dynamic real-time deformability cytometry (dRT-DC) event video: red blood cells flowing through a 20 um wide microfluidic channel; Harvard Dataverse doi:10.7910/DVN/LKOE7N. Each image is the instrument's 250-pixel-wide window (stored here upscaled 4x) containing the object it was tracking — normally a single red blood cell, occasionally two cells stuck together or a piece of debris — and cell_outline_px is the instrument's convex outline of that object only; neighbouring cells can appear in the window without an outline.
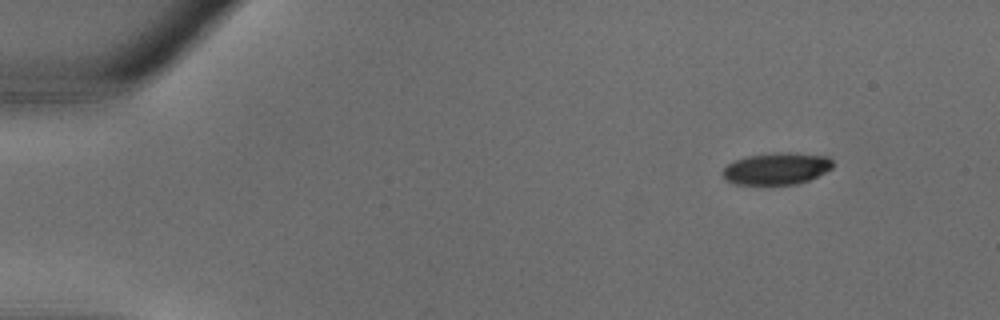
{"species": "common noctule bat (a hibernating species)", "species_latin": "Nyctalus noctula", "temperature_condition": "warm", "stored_images_in_passage": 32, "camera_frame_rate_fps": 3000, "um_per_image_px": 0.085, "animal": {"sex": "male", "body_mass_g": 18.8}, "frame": {"image": 1, "passage_image": 1, "time_ms": 0.0, "image_size_px": [1000, 320], "cell_outline_px": [[832, 168], [808, 180], [796, 184], [736, 184], [724, 180], [720, 172], [728, 164], [736, 160], [748, 156], [776, 152], [796, 152], [828, 156], [832, 160]], "centroid_in_image_um": [65.99, 14.32], "position_along_channel_um": 19.0, "area_um2": 20.52}}
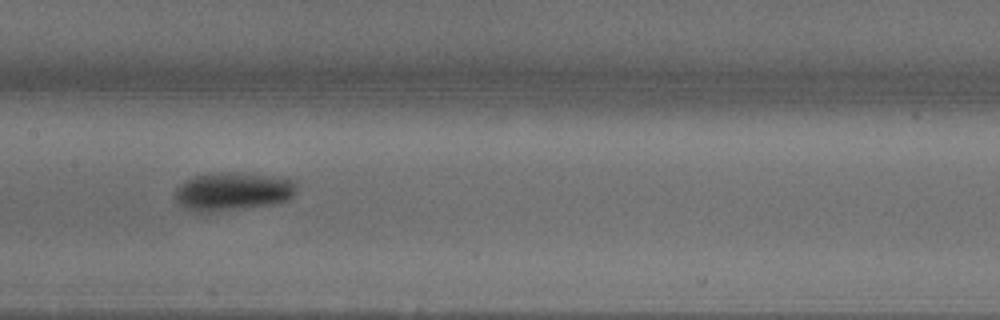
{"frame": {"image": 2, "passage_image": 15, "time_ms": 4.667, "image_size_px": [1000, 320], "cell_outline_px": [[296, 192], [288, 200], [280, 204], [208, 212], [196, 212], [184, 208], [176, 200], [176, 188], [180, 184], [196, 176], [212, 172], [232, 172], [280, 176], [296, 180]], "centroid_in_image_um": [19.86, 16.27], "position_along_channel_um": 187.5, "area_um2": 27.51}}
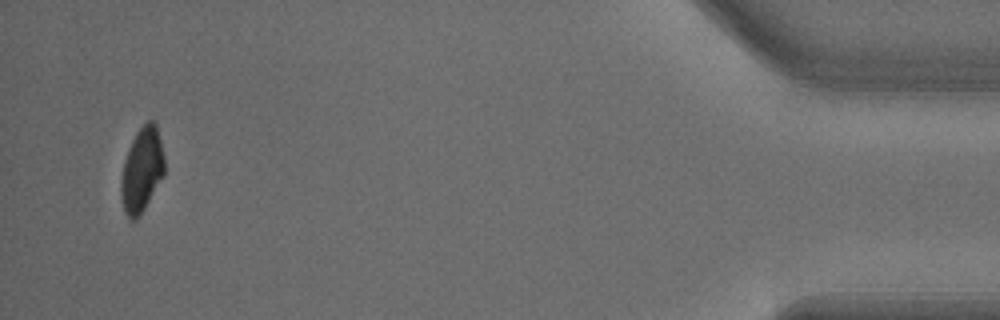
{"frame": {"image": 3, "passage_image": 31, "time_ms": 10.0, "image_size_px": [1000, 320], "cell_outline_px": [[164, 176], [144, 208], [132, 220], [128, 220], [124, 212], [120, 196], [120, 180], [124, 160], [132, 140], [136, 132], [148, 120], [152, 120], [156, 124], [164, 156]], "centroid_in_image_um": [12.04, 14.44], "position_along_channel_um": 423.2, "area_um2": 21.27}}